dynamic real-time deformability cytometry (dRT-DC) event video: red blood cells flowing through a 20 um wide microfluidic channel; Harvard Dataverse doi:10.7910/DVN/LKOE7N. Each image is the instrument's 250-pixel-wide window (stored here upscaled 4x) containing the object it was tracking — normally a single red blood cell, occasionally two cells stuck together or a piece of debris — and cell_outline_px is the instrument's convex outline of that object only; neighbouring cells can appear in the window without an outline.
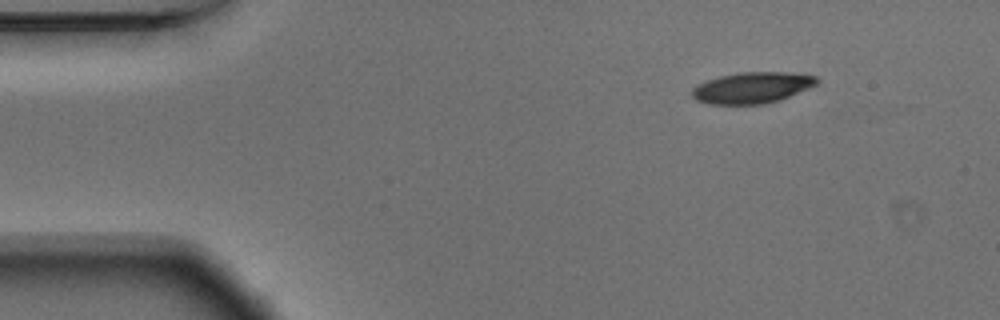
{"species": "Egyptian fruit bat (a non-hibernating species)", "species_latin": "Rousettus aegyptiacus", "temperature_condition": "warm", "stored_images_in_passage": 48, "camera_frame_rate_fps": 3000, "um_per_image_px": 0.085, "animal": {"sex": "male"}, "frame": {"image": 1, "passage_image": 1, "time_ms": 0.0, "image_size_px": [1000, 320], "cell_outline_px": [[820, 80], [816, 84], [808, 88], [780, 100], [764, 104], [708, 104], [696, 100], [692, 96], [692, 88], [696, 84], [720, 76], [740, 72], [784, 72], [816, 76]], "centroid_in_image_um": [63.9, 7.46], "position_along_channel_um": 21.1, "area_um2": 22.6}}
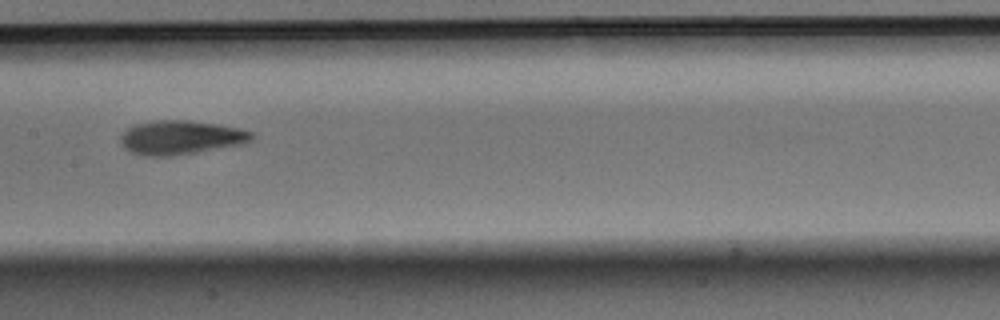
{"frame": {"image": 2, "passage_image": 21, "time_ms": 6.667, "image_size_px": [1000, 320], "cell_outline_px": [[256, 136], [248, 144], [172, 156], [144, 156], [132, 152], [124, 148], [120, 144], [120, 136], [132, 124], [152, 120], [188, 120], [216, 124], [240, 128], [256, 132]], "centroid_in_image_um": [15.42, 11.68], "position_along_channel_um": 192.0, "area_um2": 26.59}}
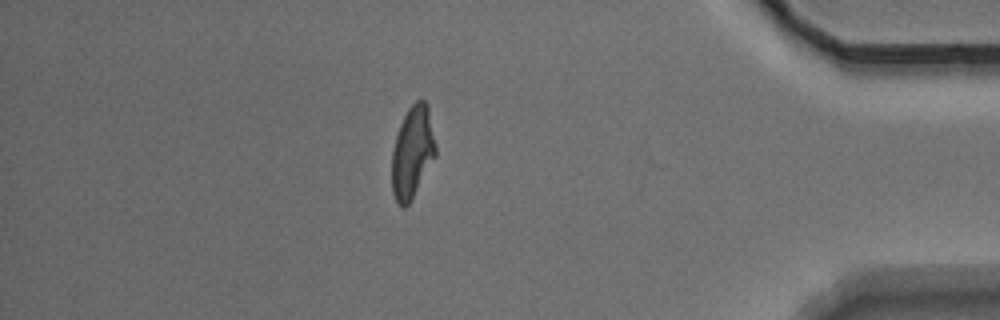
{"frame": {"image": 3, "passage_image": 41, "time_ms": 13.333, "image_size_px": [1000, 320], "cell_outline_px": [[436, 156], [412, 200], [404, 208], [396, 200], [392, 192], [392, 152], [396, 136], [400, 124], [408, 108], [416, 100], [424, 100], [428, 104], [436, 144]], "centroid_in_image_um": [35.07, 12.93], "position_along_channel_um": 400.1, "area_um2": 23.58}, "authors_computed_cell_mechanics": {"area_um2": 24.3338, "velocity_mm_per_s": 3.7156, "shape_relaxation_time_tau1_ms": 4.6417, "shape_relaxation_time_tau2_ms": 2.0536, "deformation_change_tau1": 0.1955, "deformation_change_tau2": 0.0951}}